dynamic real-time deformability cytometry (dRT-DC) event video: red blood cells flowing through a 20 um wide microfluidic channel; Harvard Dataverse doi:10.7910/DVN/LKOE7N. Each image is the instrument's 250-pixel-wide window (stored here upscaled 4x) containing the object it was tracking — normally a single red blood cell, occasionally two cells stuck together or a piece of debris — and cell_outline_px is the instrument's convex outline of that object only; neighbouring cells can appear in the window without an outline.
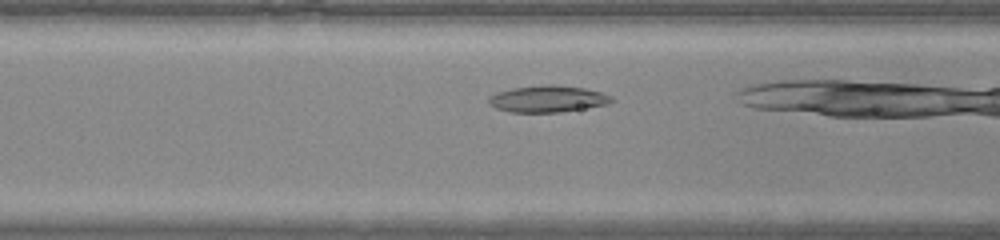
{"species": "common noctule bat (a hibernating species)", "species_latin": "Nyctalus noctula", "temperature_condition": "warm", "stored_images_in_passage": 7, "camera_frame_rate_fps": 3000, "um_per_image_px": 0.085, "animal": {"sex": "male", "body_mass_g": 20.0, "forearm_length_mm": 53.3}, "frame": {"image": 1, "passage_image": 5, "time_ms": 1.333, "image_size_px": [1000, 240], "cell_outline_px": [[612, 100], [608, 104], [560, 112], [508, 112], [496, 108], [488, 104], [488, 96], [496, 92], [512, 88], [544, 84], [556, 84], [584, 88], [600, 92], [612, 96]], "centroid_in_image_um": [46.5, 8.4], "position_along_channel_um": 120.1, "area_um2": 19.19}}